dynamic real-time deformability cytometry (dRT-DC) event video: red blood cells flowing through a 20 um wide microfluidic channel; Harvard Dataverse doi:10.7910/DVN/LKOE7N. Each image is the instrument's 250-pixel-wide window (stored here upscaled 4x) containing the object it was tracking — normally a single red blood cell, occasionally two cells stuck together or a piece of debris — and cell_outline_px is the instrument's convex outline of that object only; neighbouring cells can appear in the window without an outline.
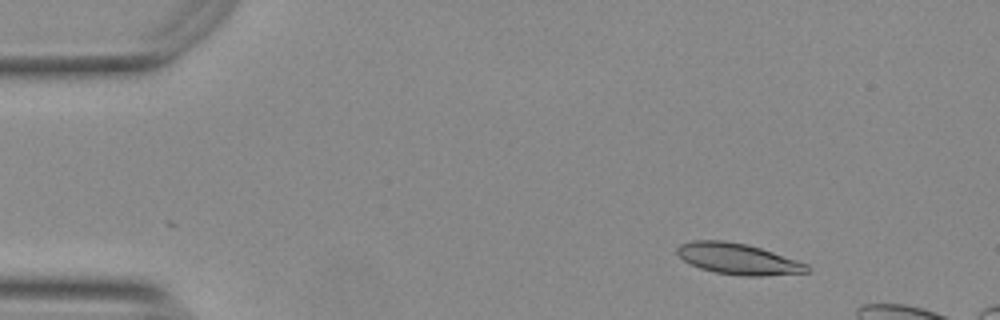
{"species": "Egyptian fruit bat (a non-hibernating species)", "species_latin": "Rousettus aegyptiacus", "temperature_condition": "warm", "stored_images_in_passage": 8, "camera_frame_rate_fps": 3000, "um_per_image_px": 0.085, "animal": {"sex": "female"}, "frame": {"image": 1, "passage_image": 1, "time_ms": 0.0, "image_size_px": [1000, 320], "cell_outline_px": [[812, 268], [808, 272], [760, 276], [744, 276], [716, 272], [700, 268], [684, 260], [676, 252], [676, 248], [680, 244], [692, 240], [724, 240], [748, 244], [808, 264]], "centroid_in_image_um": [62.73, 22.0], "position_along_channel_um": 22.3, "area_um2": 23.35}}